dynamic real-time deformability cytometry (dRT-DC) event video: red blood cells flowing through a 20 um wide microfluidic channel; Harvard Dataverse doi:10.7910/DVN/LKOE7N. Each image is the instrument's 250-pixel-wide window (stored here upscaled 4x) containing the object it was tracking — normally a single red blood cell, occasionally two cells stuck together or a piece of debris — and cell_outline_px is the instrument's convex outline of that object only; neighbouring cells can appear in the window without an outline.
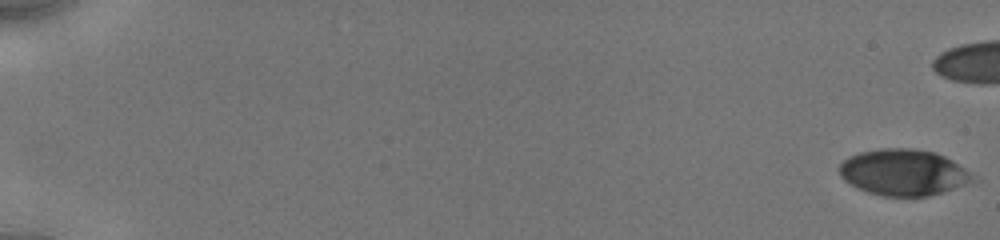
{"species": "human", "species_latin": "Homo sapiens", "temperature_condition": "cold", "stored_images_in_passage": 28, "segment_of_instrument_passage": [1, 2], "camera_frame_rate_fps": 3000, "um_per_image_px": 0.085, "donor": {"sex": "male"}, "frame": {"image": 1, "passage_image": 1, "time_ms": 0.0, "image_size_px": [1000, 240], "cell_outline_px": [[972, 176], [968, 180], [952, 188], [928, 196], [880, 196], [856, 188], [844, 180], [840, 176], [840, 164], [848, 156], [860, 152], [880, 148], [912, 148], [936, 152], [952, 160], [964, 168]], "centroid_in_image_um": [76.68, 14.63], "position_along_channel_um": 8.3, "area_um2": 35.37}}
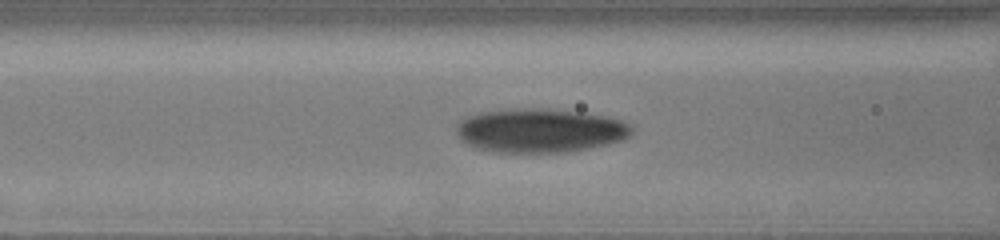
{"frame": {"image": 2, "passage_image": 23, "time_ms": 8.0, "image_size_px": [1000, 240], "cell_outline_px": [[632, 132], [624, 140], [608, 144], [568, 152], [496, 152], [476, 148], [460, 140], [456, 132], [456, 124], [460, 120], [468, 116], [480, 112], [512, 108], [544, 108], [580, 112], [608, 116], [632, 124]], "centroid_in_image_um": [45.89, 11.08], "position_along_channel_um": 120.7, "area_um2": 45.26}}
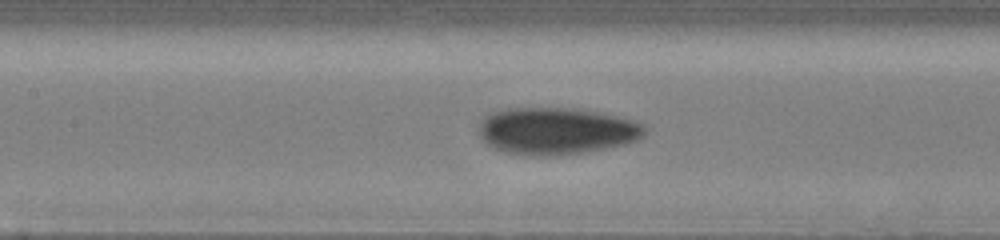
{"frame": {"image": 3, "passage_image": 26, "time_ms": 9.0, "image_size_px": [1000, 240], "cell_outline_px": [[644, 136], [636, 140], [624, 144], [584, 152], [552, 156], [532, 156], [508, 152], [492, 148], [480, 136], [480, 124], [484, 116], [492, 112], [504, 108], [580, 108], [600, 112], [616, 116], [644, 124]], "centroid_in_image_um": [47.27, 11.12], "position_along_channel_um": 160.1, "area_um2": 45.32}}